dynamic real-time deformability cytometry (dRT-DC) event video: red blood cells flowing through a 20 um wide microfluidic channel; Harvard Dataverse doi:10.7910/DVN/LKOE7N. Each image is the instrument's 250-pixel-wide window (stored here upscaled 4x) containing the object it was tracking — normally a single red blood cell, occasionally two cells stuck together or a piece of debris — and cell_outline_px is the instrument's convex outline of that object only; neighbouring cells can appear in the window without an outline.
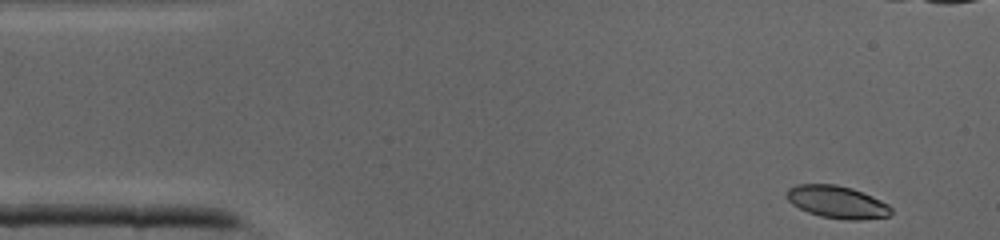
{"species": "common noctule bat (a hibernating species)", "species_latin": "Nyctalus noctula", "temperature_condition": "cold", "stored_images_in_passage": 39, "camera_frame_rate_fps": 3000, "um_per_image_px": 0.085, "animal": {"sex": "male", "body_mass_g": 19.0, "forearm_length_mm": 50.8}, "frame": {"image": 1, "passage_image": 1, "time_ms": 0.0, "image_size_px": [1000, 240], "cell_outline_px": [[892, 212], [888, 216], [860, 220], [848, 220], [820, 216], [808, 212], [792, 204], [784, 196], [788, 188], [796, 184], [836, 184], [852, 188], [872, 196], [888, 204], [892, 208]], "centroid_in_image_um": [71.13, 17.16], "position_along_channel_um": 13.9, "area_um2": 19.83}}
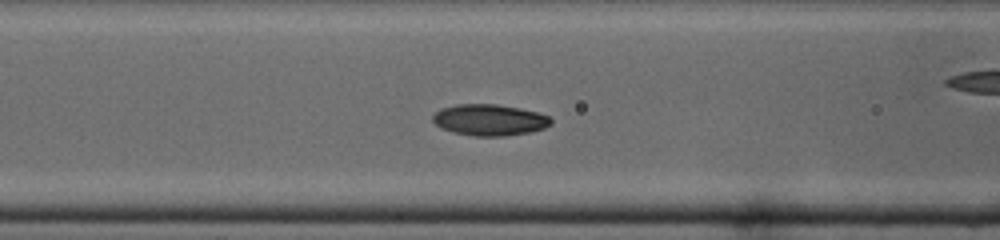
{"frame": {"image": 2, "passage_image": 14, "time_ms": 4.333, "image_size_px": [1000, 240], "cell_outline_px": [[552, 124], [544, 128], [532, 132], [504, 136], [472, 136], [452, 132], [440, 128], [432, 120], [432, 116], [440, 108], [456, 104], [496, 104], [520, 108], [536, 112], [548, 116], [552, 120]], "centroid_in_image_um": [41.59, 10.2], "position_along_channel_um": 125.0, "area_um2": 21.73}}
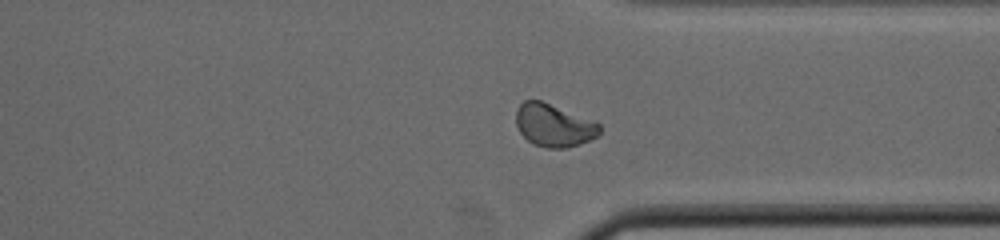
{"frame": {"image": 3, "passage_image": 29, "time_ms": 9.333, "image_size_px": [1000, 240], "cell_outline_px": [[600, 132], [596, 136], [580, 144], [564, 148], [544, 148], [532, 144], [520, 132], [516, 124], [516, 112], [520, 104], [524, 100], [540, 100], [600, 124]], "centroid_in_image_um": [47.03, 10.67], "position_along_channel_um": 364.4, "area_um2": 20.46}}